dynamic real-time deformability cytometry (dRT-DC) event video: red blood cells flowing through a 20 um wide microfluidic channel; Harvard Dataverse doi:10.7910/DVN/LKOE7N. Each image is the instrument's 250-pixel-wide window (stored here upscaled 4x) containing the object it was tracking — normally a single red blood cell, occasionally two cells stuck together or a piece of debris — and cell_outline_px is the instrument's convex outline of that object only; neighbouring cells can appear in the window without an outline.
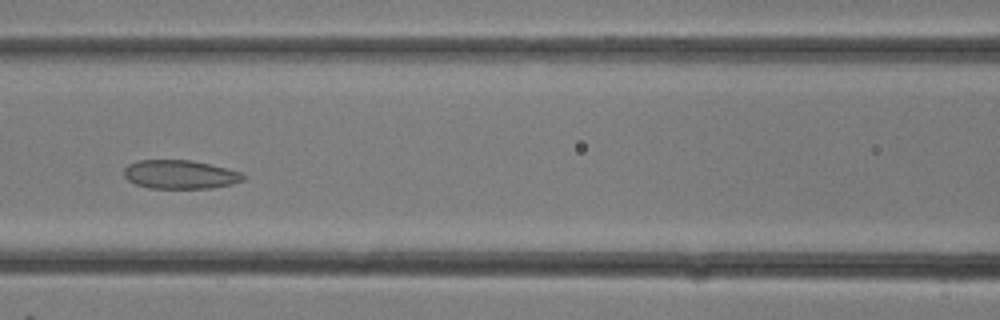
{"species": "common noctule bat (a hibernating species)", "species_latin": "Nyctalus noctula", "temperature_condition": "room temperature", "stored_images_in_passage": 27, "camera_frame_rate_fps": 3000, "um_per_image_px": 0.085, "animal": {"sex": "female"}, "frame": {"image": 1, "passage_image": 12, "time_ms": 3.667, "image_size_px": [1000, 320], "cell_outline_px": [[244, 180], [232, 184], [212, 188], [148, 188], [136, 184], [128, 180], [124, 176], [124, 168], [128, 164], [140, 160], [192, 160], [228, 168], [240, 172], [244, 176]], "centroid_in_image_um": [15.3, 14.83], "position_along_channel_um": 151.3, "area_um2": 20.0}}
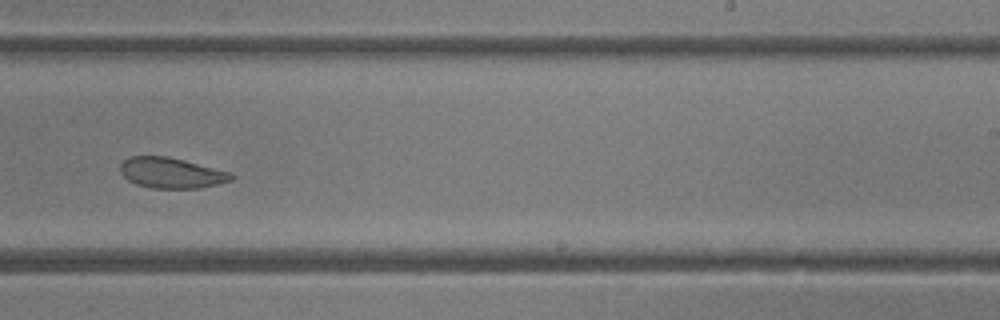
{"frame": {"image": 2, "passage_image": 17, "time_ms": 5.333, "image_size_px": [1000, 320], "cell_outline_px": [[232, 180], [200, 188], [152, 188], [136, 184], [128, 180], [120, 172], [120, 164], [124, 160], [132, 156], [168, 156], [232, 172]], "centroid_in_image_um": [14.55, 14.69], "position_along_channel_um": 274.5, "area_um2": 19.71}}
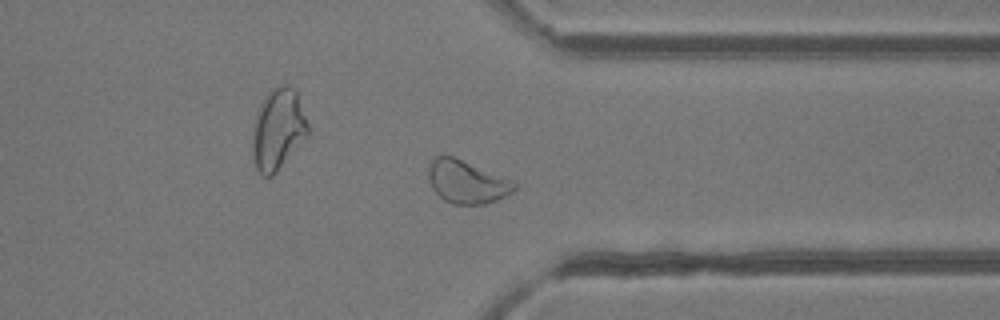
{"frame": {"image": 3, "passage_image": 21, "time_ms": 6.667, "image_size_px": [1000, 320], "cell_outline_px": [[520, 184], [512, 192], [496, 200], [484, 204], [452, 204], [444, 200], [432, 188], [428, 176], [428, 172], [432, 160], [436, 156], [452, 156]], "centroid_in_image_um": [39.67, 15.48], "position_along_channel_um": 371.7, "area_um2": 21.04}}